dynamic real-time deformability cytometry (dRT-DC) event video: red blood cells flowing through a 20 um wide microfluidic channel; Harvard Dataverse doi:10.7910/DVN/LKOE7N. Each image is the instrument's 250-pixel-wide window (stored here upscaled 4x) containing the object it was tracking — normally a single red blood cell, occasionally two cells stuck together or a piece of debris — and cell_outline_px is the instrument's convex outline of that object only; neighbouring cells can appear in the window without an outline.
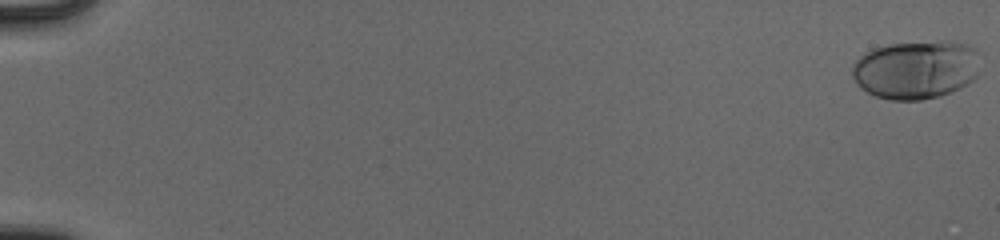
{"species": "human", "species_latin": "Homo sapiens", "temperature_condition": "cold", "stored_images_in_passage": 9, "camera_frame_rate_fps": 3000, "um_per_image_px": 0.085, "donor": {"sex": "male"}, "frame": {"image": 1, "passage_image": 1, "time_ms": 0.0, "image_size_px": [1000, 240], "cell_outline_px": [[976, 76], [972, 80], [960, 88], [952, 92], [940, 96], [920, 100], [888, 100], [876, 96], [860, 88], [856, 84], [852, 76], [852, 64], [864, 52], [872, 48], [888, 44], [944, 40], [952, 40], [968, 44], [976, 48]], "centroid_in_image_um": [77.81, 5.9], "position_along_channel_um": 7.2, "area_um2": 44.04}}